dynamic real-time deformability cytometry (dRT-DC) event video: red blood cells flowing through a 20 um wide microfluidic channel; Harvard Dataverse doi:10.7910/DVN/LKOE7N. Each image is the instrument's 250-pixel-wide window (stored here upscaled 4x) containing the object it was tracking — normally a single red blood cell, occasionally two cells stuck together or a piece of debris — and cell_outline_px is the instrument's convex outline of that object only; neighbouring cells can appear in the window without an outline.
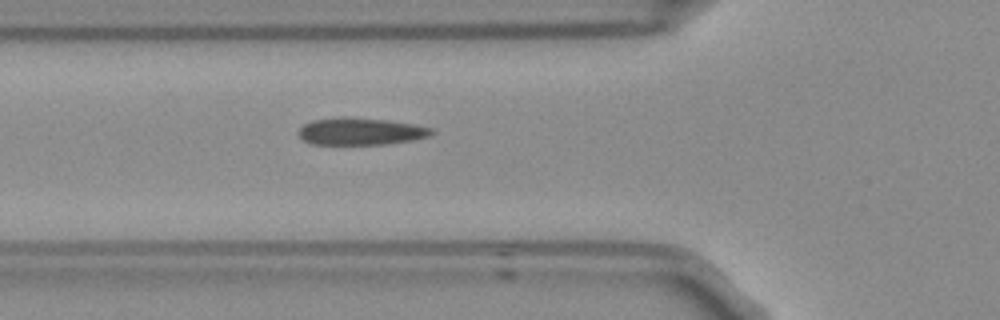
{"species": "Egyptian fruit bat (a non-hibernating species)", "species_latin": "Rousettus aegyptiacus", "temperature_condition": "room temperature", "stored_images_in_passage": 2, "camera_frame_rate_fps": 3000, "um_per_image_px": 0.085, "frame": {"image": 1, "passage_image": 2, "time_ms": 0.333, "image_size_px": [1000, 320], "cell_outline_px": [[436, 132], [428, 136], [412, 140], [384, 144], [312, 144], [304, 140], [296, 132], [304, 124], [312, 120], [340, 116], [344, 116], [384, 120], [416, 124], [432, 128]], "centroid_in_image_um": [30.64, 11.16], "position_along_channel_um": 95.2, "area_um2": 21.1}}